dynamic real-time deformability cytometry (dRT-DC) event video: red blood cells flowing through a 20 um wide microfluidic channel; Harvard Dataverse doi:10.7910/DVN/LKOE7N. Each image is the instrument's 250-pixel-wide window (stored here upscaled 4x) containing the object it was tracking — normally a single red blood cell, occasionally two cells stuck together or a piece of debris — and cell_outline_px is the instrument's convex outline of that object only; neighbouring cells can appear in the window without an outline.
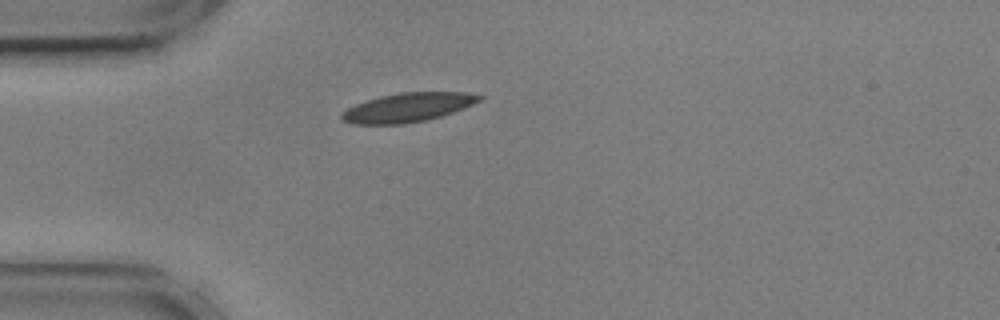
{"species": "common noctule bat (a hibernating species)", "species_latin": "Nyctalus noctula", "temperature_condition": "cold", "stored_images_in_passage": 32, "camera_frame_rate_fps": 3000, "um_per_image_px": 0.085, "animal": {"sex": "male", "body_mass_g": 17.9, "forearm_length_mm": 54.2}, "frame": {"image": 1, "passage_image": 1, "time_ms": 0.0, "image_size_px": [1000, 320], "cell_outline_px": [[484, 96], [480, 100], [464, 108], [428, 120], [404, 124], [352, 124], [344, 120], [340, 116], [348, 108], [356, 104], [380, 96], [400, 92], [468, 92]], "centroid_in_image_um": [34.69, 9.13], "position_along_channel_um": 50.3, "area_um2": 23.12}}
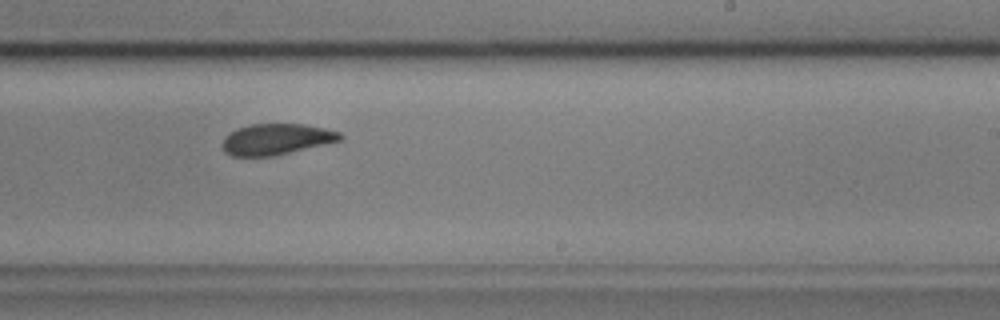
{"frame": {"image": 2, "passage_image": 20, "time_ms": 6.333, "image_size_px": [1000, 320], "cell_outline_px": [[344, 136], [340, 140], [276, 156], [232, 156], [224, 152], [220, 144], [224, 136], [228, 132], [236, 128], [248, 124], [304, 124], [324, 128], [340, 132]], "centroid_in_image_um": [23.42, 11.83], "position_along_channel_um": 265.6, "area_um2": 21.56}}
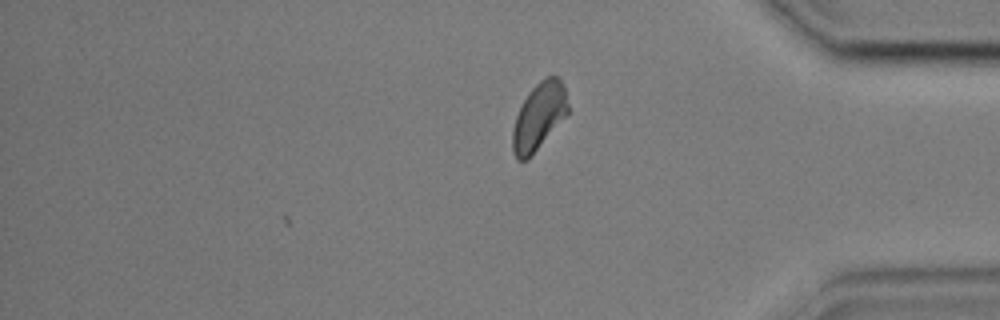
{"frame": {"image": 3, "passage_image": 32, "time_ms": 10.333, "image_size_px": [1000, 320], "cell_outline_px": [[568, 112], [532, 156], [528, 160], [516, 160], [512, 152], [512, 128], [516, 116], [528, 92], [544, 76], [560, 76], [564, 88], [568, 104]], "centroid_in_image_um": [45.78, 9.9], "position_along_channel_um": 389.4, "area_um2": 21.62}, "authors_computed_cell_mechanics": {"area_um2": 22.5709, "velocity_mm_per_s": 3.5817, "shape_relaxation_time_tau1_ms": 3.5881, "shape_relaxation_time_tau2_ms": 2.255, "deformation_change_tau1": 0.11, "deformation_change_tau2": 0.0738}}